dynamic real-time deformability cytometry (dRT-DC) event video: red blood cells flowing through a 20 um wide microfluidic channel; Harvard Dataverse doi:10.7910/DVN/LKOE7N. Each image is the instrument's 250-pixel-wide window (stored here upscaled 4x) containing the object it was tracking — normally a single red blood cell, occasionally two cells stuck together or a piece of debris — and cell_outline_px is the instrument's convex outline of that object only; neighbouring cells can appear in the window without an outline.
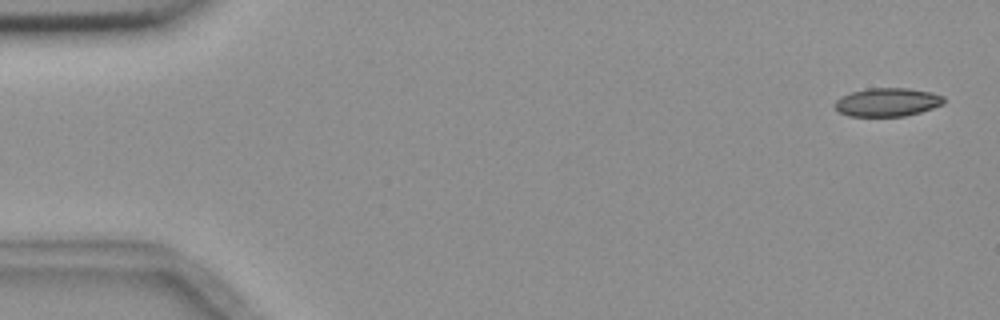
{"species": "common noctule bat (a hibernating species)", "species_latin": "Nyctalus noctula", "temperature_condition": "room temperature", "stored_images_in_passage": 5, "camera_frame_rate_fps": 3000, "um_per_image_px": 0.085, "animal": {"sex": "female", "body_mass_g": 18.4}, "frame": {"image": 1, "passage_image": 1, "time_ms": 0.0, "image_size_px": [1000, 320], "cell_outline_px": [[944, 104], [920, 112], [904, 116], [848, 116], [840, 112], [836, 108], [836, 100], [840, 96], [852, 92], [868, 88], [908, 88], [932, 92], [944, 96]], "centroid_in_image_um": [75.45, 8.68], "position_along_channel_um": 9.6, "area_um2": 18.03}}
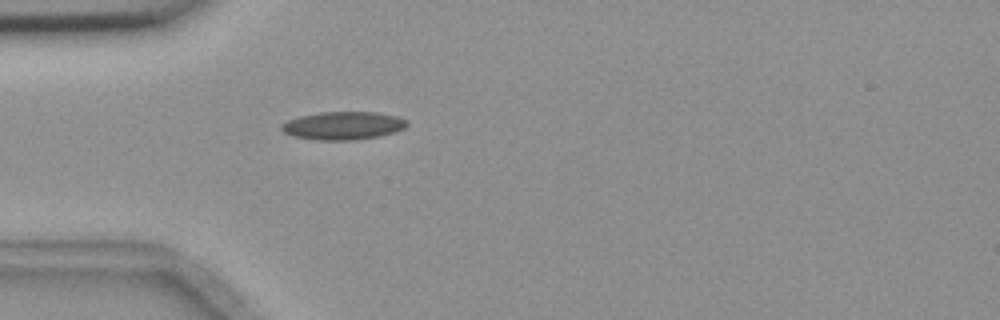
{"frame": {"image": 2, "passage_image": 5, "time_ms": 4.667, "image_size_px": [1000, 320], "cell_outline_px": [[408, 124], [404, 128], [396, 132], [380, 136], [356, 140], [320, 140], [292, 136], [284, 132], [280, 128], [280, 124], [288, 120], [300, 116], [320, 112], [376, 112], [396, 116], [408, 120]], "centroid_in_image_um": [29.18, 10.68], "position_along_channel_um": 55.8, "area_um2": 20.63}}